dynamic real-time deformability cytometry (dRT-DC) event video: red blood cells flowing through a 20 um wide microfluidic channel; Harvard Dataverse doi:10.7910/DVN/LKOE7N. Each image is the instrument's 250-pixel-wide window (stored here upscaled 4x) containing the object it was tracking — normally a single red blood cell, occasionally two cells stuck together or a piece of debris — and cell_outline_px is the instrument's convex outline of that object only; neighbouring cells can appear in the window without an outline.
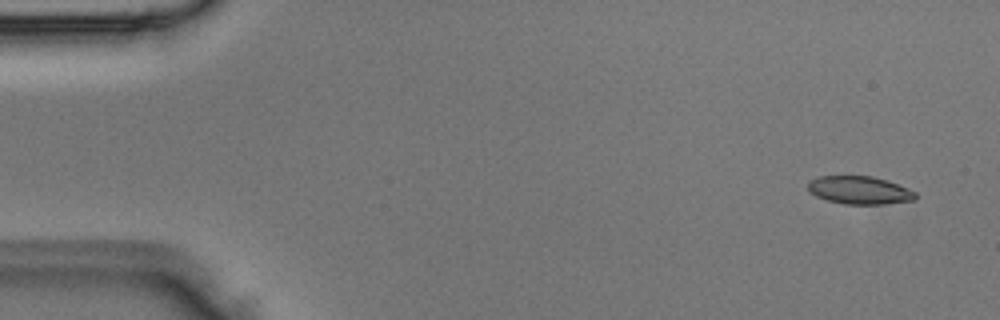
{"species": "Egyptian fruit bat (a non-hibernating species)", "species_latin": "Rousettus aegyptiacus", "temperature_condition": "room temperature", "stored_images_in_passage": 5, "camera_frame_rate_fps": 3000, "um_per_image_px": 0.085, "animal": {"sex": "male"}, "frame": {"image": 1, "passage_image": 1, "time_ms": 0.0, "image_size_px": [1000, 320], "cell_outline_px": [[916, 200], [884, 204], [844, 204], [828, 200], [816, 196], [808, 188], [808, 184], [812, 180], [820, 176], [872, 176], [888, 180], [908, 188], [916, 192]], "centroid_in_image_um": [73.12, 16.17], "position_along_channel_um": 11.9, "area_um2": 17.46}}